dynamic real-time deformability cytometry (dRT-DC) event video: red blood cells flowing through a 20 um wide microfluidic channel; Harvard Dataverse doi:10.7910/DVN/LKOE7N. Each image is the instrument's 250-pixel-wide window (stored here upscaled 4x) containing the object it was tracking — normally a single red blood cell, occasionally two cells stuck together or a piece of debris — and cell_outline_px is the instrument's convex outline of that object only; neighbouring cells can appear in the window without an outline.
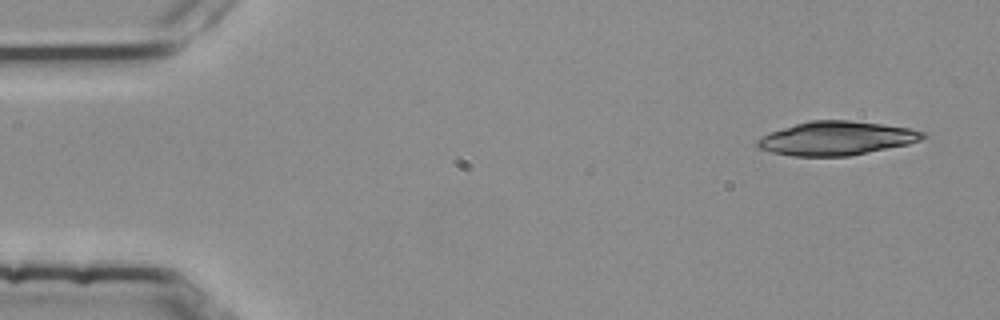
{"species": "common noctule bat (a hibernating species)", "species_latin": "Nyctalus noctula", "temperature_condition": "room temperature", "stored_images_in_passage": 4, "camera_frame_rate_fps": 3000, "um_per_image_px": 0.085, "animal": {"sex": "female", "body_mass_g": 25.1}, "frame": {"image": 1, "passage_image": 1, "time_ms": 0.0, "image_size_px": [1000, 320], "cell_outline_px": [[928, 136], [920, 140], [908, 144], [848, 156], [792, 156], [772, 152], [756, 148], [756, 140], [772, 132], [808, 120], [848, 120], [884, 124], [908, 128], [928, 132]], "centroid_in_image_um": [71.13, 11.75], "position_along_channel_um": 13.9, "area_um2": 32.48}}